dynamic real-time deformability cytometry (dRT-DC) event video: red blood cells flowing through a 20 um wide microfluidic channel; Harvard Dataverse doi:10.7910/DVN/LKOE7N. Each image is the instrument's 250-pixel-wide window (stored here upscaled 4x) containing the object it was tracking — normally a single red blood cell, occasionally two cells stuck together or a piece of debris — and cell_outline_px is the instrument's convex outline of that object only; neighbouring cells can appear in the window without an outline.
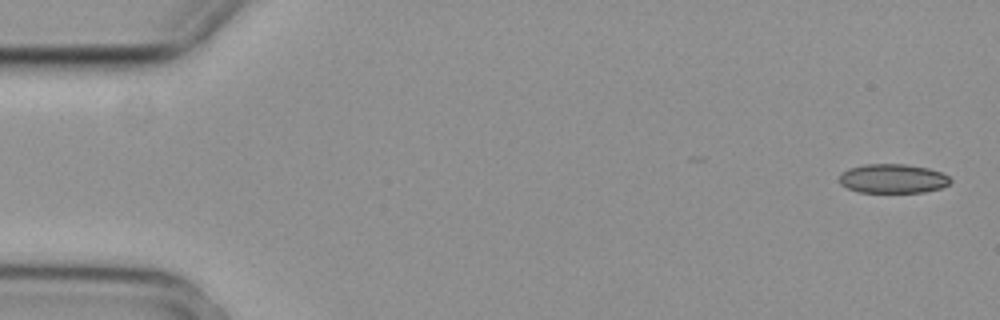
{"species": "common noctule bat (a hibernating species)", "species_latin": "Nyctalus noctula", "temperature_condition": "cold", "stored_images_in_passage": 5, "camera_frame_rate_fps": 3000, "um_per_image_px": 0.085, "animal": {"sex": "female", "body_mass_g": 29.2, "forearm_length_mm": 56.3}, "frame": {"image": 1, "passage_image": 1, "time_ms": 0.0, "image_size_px": [1000, 320], "cell_outline_px": [[952, 180], [948, 184], [940, 188], [924, 192], [860, 192], [848, 188], [840, 184], [840, 172], [848, 168], [864, 164], [904, 164], [928, 168], [940, 172], [948, 176]], "centroid_in_image_um": [75.86, 15.17], "position_along_channel_um": 9.1, "area_um2": 18.84}}
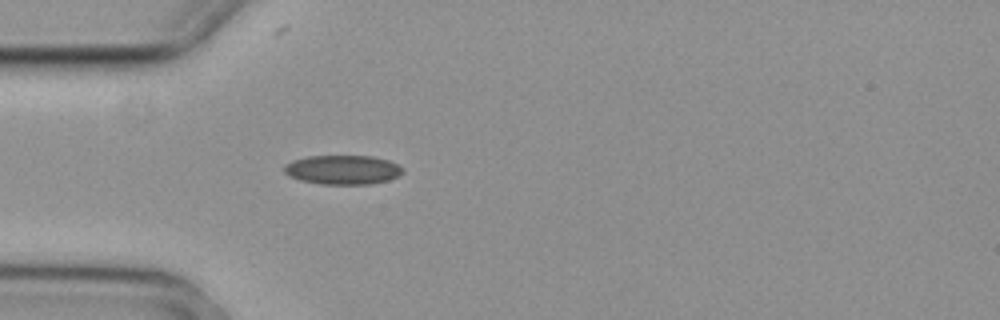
{"frame": {"image": 2, "passage_image": 5, "time_ms": 1.333, "image_size_px": [1000, 320], "cell_outline_px": [[404, 172], [388, 180], [372, 184], [320, 184], [300, 180], [288, 176], [284, 172], [284, 164], [292, 160], [308, 156], [372, 156], [388, 160], [404, 168]], "centroid_in_image_um": [29.11, 14.43], "position_along_channel_um": 55.9, "area_um2": 20.29}}